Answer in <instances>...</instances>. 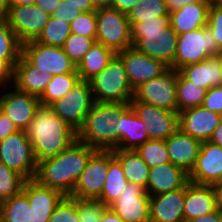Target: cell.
I'll return each mask as SVG.
<instances>
[{
  "label": "cell",
  "mask_w": 222,
  "mask_h": 222,
  "mask_svg": "<svg viewBox=\"0 0 222 222\" xmlns=\"http://www.w3.org/2000/svg\"><path fill=\"white\" fill-rule=\"evenodd\" d=\"M169 14L166 8L165 0H140L127 13L128 21L132 27L134 24L143 22V20H154Z\"/></svg>",
  "instance_id": "cell-37"
},
{
  "label": "cell",
  "mask_w": 222,
  "mask_h": 222,
  "mask_svg": "<svg viewBox=\"0 0 222 222\" xmlns=\"http://www.w3.org/2000/svg\"><path fill=\"white\" fill-rule=\"evenodd\" d=\"M207 90L185 79L179 72L176 86L177 112L202 106Z\"/></svg>",
  "instance_id": "cell-34"
},
{
  "label": "cell",
  "mask_w": 222,
  "mask_h": 222,
  "mask_svg": "<svg viewBox=\"0 0 222 222\" xmlns=\"http://www.w3.org/2000/svg\"><path fill=\"white\" fill-rule=\"evenodd\" d=\"M25 132L37 162L57 156L77 140V132L46 106L39 107Z\"/></svg>",
  "instance_id": "cell-2"
},
{
  "label": "cell",
  "mask_w": 222,
  "mask_h": 222,
  "mask_svg": "<svg viewBox=\"0 0 222 222\" xmlns=\"http://www.w3.org/2000/svg\"><path fill=\"white\" fill-rule=\"evenodd\" d=\"M6 82H12V71L0 61V87L4 85L5 87Z\"/></svg>",
  "instance_id": "cell-53"
},
{
  "label": "cell",
  "mask_w": 222,
  "mask_h": 222,
  "mask_svg": "<svg viewBox=\"0 0 222 222\" xmlns=\"http://www.w3.org/2000/svg\"><path fill=\"white\" fill-rule=\"evenodd\" d=\"M94 103L90 82L80 80L65 97L52 103L49 108L78 132Z\"/></svg>",
  "instance_id": "cell-9"
},
{
  "label": "cell",
  "mask_w": 222,
  "mask_h": 222,
  "mask_svg": "<svg viewBox=\"0 0 222 222\" xmlns=\"http://www.w3.org/2000/svg\"><path fill=\"white\" fill-rule=\"evenodd\" d=\"M220 63L221 71H222V50L215 56Z\"/></svg>",
  "instance_id": "cell-61"
},
{
  "label": "cell",
  "mask_w": 222,
  "mask_h": 222,
  "mask_svg": "<svg viewBox=\"0 0 222 222\" xmlns=\"http://www.w3.org/2000/svg\"><path fill=\"white\" fill-rule=\"evenodd\" d=\"M207 26L213 33L218 49L222 50V2L210 5Z\"/></svg>",
  "instance_id": "cell-44"
},
{
  "label": "cell",
  "mask_w": 222,
  "mask_h": 222,
  "mask_svg": "<svg viewBox=\"0 0 222 222\" xmlns=\"http://www.w3.org/2000/svg\"><path fill=\"white\" fill-rule=\"evenodd\" d=\"M68 4H71L74 7H77L81 12H90L96 11L92 0H67Z\"/></svg>",
  "instance_id": "cell-51"
},
{
  "label": "cell",
  "mask_w": 222,
  "mask_h": 222,
  "mask_svg": "<svg viewBox=\"0 0 222 222\" xmlns=\"http://www.w3.org/2000/svg\"><path fill=\"white\" fill-rule=\"evenodd\" d=\"M81 10L77 7L68 4L67 0H62L60 4L57 5L51 16L65 20L66 22H71L73 19L81 14Z\"/></svg>",
  "instance_id": "cell-46"
},
{
  "label": "cell",
  "mask_w": 222,
  "mask_h": 222,
  "mask_svg": "<svg viewBox=\"0 0 222 222\" xmlns=\"http://www.w3.org/2000/svg\"><path fill=\"white\" fill-rule=\"evenodd\" d=\"M177 77L178 71L169 68L159 77L148 80L137 87L131 102H142L177 112Z\"/></svg>",
  "instance_id": "cell-10"
},
{
  "label": "cell",
  "mask_w": 222,
  "mask_h": 222,
  "mask_svg": "<svg viewBox=\"0 0 222 222\" xmlns=\"http://www.w3.org/2000/svg\"><path fill=\"white\" fill-rule=\"evenodd\" d=\"M26 179L0 162V203L22 191Z\"/></svg>",
  "instance_id": "cell-39"
},
{
  "label": "cell",
  "mask_w": 222,
  "mask_h": 222,
  "mask_svg": "<svg viewBox=\"0 0 222 222\" xmlns=\"http://www.w3.org/2000/svg\"><path fill=\"white\" fill-rule=\"evenodd\" d=\"M3 222H31V208L28 197L21 191L11 199L0 203Z\"/></svg>",
  "instance_id": "cell-35"
},
{
  "label": "cell",
  "mask_w": 222,
  "mask_h": 222,
  "mask_svg": "<svg viewBox=\"0 0 222 222\" xmlns=\"http://www.w3.org/2000/svg\"><path fill=\"white\" fill-rule=\"evenodd\" d=\"M22 54V44L6 20H0V61L12 72Z\"/></svg>",
  "instance_id": "cell-32"
},
{
  "label": "cell",
  "mask_w": 222,
  "mask_h": 222,
  "mask_svg": "<svg viewBox=\"0 0 222 222\" xmlns=\"http://www.w3.org/2000/svg\"><path fill=\"white\" fill-rule=\"evenodd\" d=\"M95 102L130 103L134 96L122 60L115 55L107 67L89 80Z\"/></svg>",
  "instance_id": "cell-5"
},
{
  "label": "cell",
  "mask_w": 222,
  "mask_h": 222,
  "mask_svg": "<svg viewBox=\"0 0 222 222\" xmlns=\"http://www.w3.org/2000/svg\"><path fill=\"white\" fill-rule=\"evenodd\" d=\"M109 169V151L97 150L79 176L70 198L97 200L102 193Z\"/></svg>",
  "instance_id": "cell-12"
},
{
  "label": "cell",
  "mask_w": 222,
  "mask_h": 222,
  "mask_svg": "<svg viewBox=\"0 0 222 222\" xmlns=\"http://www.w3.org/2000/svg\"><path fill=\"white\" fill-rule=\"evenodd\" d=\"M96 151L76 140L57 156L39 161L34 179L44 186L60 191L65 196H70L89 158Z\"/></svg>",
  "instance_id": "cell-1"
},
{
  "label": "cell",
  "mask_w": 222,
  "mask_h": 222,
  "mask_svg": "<svg viewBox=\"0 0 222 222\" xmlns=\"http://www.w3.org/2000/svg\"><path fill=\"white\" fill-rule=\"evenodd\" d=\"M96 42L115 53L132 47L131 26L126 13L113 7L96 9Z\"/></svg>",
  "instance_id": "cell-6"
},
{
  "label": "cell",
  "mask_w": 222,
  "mask_h": 222,
  "mask_svg": "<svg viewBox=\"0 0 222 222\" xmlns=\"http://www.w3.org/2000/svg\"><path fill=\"white\" fill-rule=\"evenodd\" d=\"M186 222H222V212L216 209L209 214H205L203 216L192 220H188Z\"/></svg>",
  "instance_id": "cell-50"
},
{
  "label": "cell",
  "mask_w": 222,
  "mask_h": 222,
  "mask_svg": "<svg viewBox=\"0 0 222 222\" xmlns=\"http://www.w3.org/2000/svg\"><path fill=\"white\" fill-rule=\"evenodd\" d=\"M71 33L96 38L97 17L96 11L82 12L70 22Z\"/></svg>",
  "instance_id": "cell-42"
},
{
  "label": "cell",
  "mask_w": 222,
  "mask_h": 222,
  "mask_svg": "<svg viewBox=\"0 0 222 222\" xmlns=\"http://www.w3.org/2000/svg\"><path fill=\"white\" fill-rule=\"evenodd\" d=\"M222 121V115L203 106L192 107L178 113L179 129L201 143L209 141Z\"/></svg>",
  "instance_id": "cell-19"
},
{
  "label": "cell",
  "mask_w": 222,
  "mask_h": 222,
  "mask_svg": "<svg viewBox=\"0 0 222 222\" xmlns=\"http://www.w3.org/2000/svg\"><path fill=\"white\" fill-rule=\"evenodd\" d=\"M200 1L206 2L209 5H213V4L222 2V0H200Z\"/></svg>",
  "instance_id": "cell-60"
},
{
  "label": "cell",
  "mask_w": 222,
  "mask_h": 222,
  "mask_svg": "<svg viewBox=\"0 0 222 222\" xmlns=\"http://www.w3.org/2000/svg\"><path fill=\"white\" fill-rule=\"evenodd\" d=\"M113 0H92L95 8L111 7Z\"/></svg>",
  "instance_id": "cell-59"
},
{
  "label": "cell",
  "mask_w": 222,
  "mask_h": 222,
  "mask_svg": "<svg viewBox=\"0 0 222 222\" xmlns=\"http://www.w3.org/2000/svg\"><path fill=\"white\" fill-rule=\"evenodd\" d=\"M22 192L28 197L31 222H48L56 207L66 197L60 191L44 186L35 179L26 180Z\"/></svg>",
  "instance_id": "cell-18"
},
{
  "label": "cell",
  "mask_w": 222,
  "mask_h": 222,
  "mask_svg": "<svg viewBox=\"0 0 222 222\" xmlns=\"http://www.w3.org/2000/svg\"><path fill=\"white\" fill-rule=\"evenodd\" d=\"M215 193L216 209L222 212V185H211Z\"/></svg>",
  "instance_id": "cell-55"
},
{
  "label": "cell",
  "mask_w": 222,
  "mask_h": 222,
  "mask_svg": "<svg viewBox=\"0 0 222 222\" xmlns=\"http://www.w3.org/2000/svg\"><path fill=\"white\" fill-rule=\"evenodd\" d=\"M109 207L124 222H150V196L141 185L128 182Z\"/></svg>",
  "instance_id": "cell-15"
},
{
  "label": "cell",
  "mask_w": 222,
  "mask_h": 222,
  "mask_svg": "<svg viewBox=\"0 0 222 222\" xmlns=\"http://www.w3.org/2000/svg\"><path fill=\"white\" fill-rule=\"evenodd\" d=\"M219 52L213 33L208 26L179 34L173 69L178 71L186 65L216 56Z\"/></svg>",
  "instance_id": "cell-7"
},
{
  "label": "cell",
  "mask_w": 222,
  "mask_h": 222,
  "mask_svg": "<svg viewBox=\"0 0 222 222\" xmlns=\"http://www.w3.org/2000/svg\"><path fill=\"white\" fill-rule=\"evenodd\" d=\"M165 143L171 163L189 174L195 165L201 142L178 129Z\"/></svg>",
  "instance_id": "cell-22"
},
{
  "label": "cell",
  "mask_w": 222,
  "mask_h": 222,
  "mask_svg": "<svg viewBox=\"0 0 222 222\" xmlns=\"http://www.w3.org/2000/svg\"><path fill=\"white\" fill-rule=\"evenodd\" d=\"M116 53L96 42L77 65V72L81 80L89 81L101 73L113 59Z\"/></svg>",
  "instance_id": "cell-29"
},
{
  "label": "cell",
  "mask_w": 222,
  "mask_h": 222,
  "mask_svg": "<svg viewBox=\"0 0 222 222\" xmlns=\"http://www.w3.org/2000/svg\"><path fill=\"white\" fill-rule=\"evenodd\" d=\"M17 131L18 129L12 120L0 112V141L4 140L8 135Z\"/></svg>",
  "instance_id": "cell-47"
},
{
  "label": "cell",
  "mask_w": 222,
  "mask_h": 222,
  "mask_svg": "<svg viewBox=\"0 0 222 222\" xmlns=\"http://www.w3.org/2000/svg\"><path fill=\"white\" fill-rule=\"evenodd\" d=\"M178 72L185 79L206 90L222 85V71L215 56L199 63L186 65L180 68Z\"/></svg>",
  "instance_id": "cell-28"
},
{
  "label": "cell",
  "mask_w": 222,
  "mask_h": 222,
  "mask_svg": "<svg viewBox=\"0 0 222 222\" xmlns=\"http://www.w3.org/2000/svg\"><path fill=\"white\" fill-rule=\"evenodd\" d=\"M114 157L120 162L129 183L141 185L146 189L150 167L135 150H112Z\"/></svg>",
  "instance_id": "cell-30"
},
{
  "label": "cell",
  "mask_w": 222,
  "mask_h": 222,
  "mask_svg": "<svg viewBox=\"0 0 222 222\" xmlns=\"http://www.w3.org/2000/svg\"><path fill=\"white\" fill-rule=\"evenodd\" d=\"M177 39L178 34L170 25V13L131 27L132 46L172 69Z\"/></svg>",
  "instance_id": "cell-4"
},
{
  "label": "cell",
  "mask_w": 222,
  "mask_h": 222,
  "mask_svg": "<svg viewBox=\"0 0 222 222\" xmlns=\"http://www.w3.org/2000/svg\"><path fill=\"white\" fill-rule=\"evenodd\" d=\"M48 222H79L78 204L66 196L56 207Z\"/></svg>",
  "instance_id": "cell-43"
},
{
  "label": "cell",
  "mask_w": 222,
  "mask_h": 222,
  "mask_svg": "<svg viewBox=\"0 0 222 222\" xmlns=\"http://www.w3.org/2000/svg\"><path fill=\"white\" fill-rule=\"evenodd\" d=\"M0 162L26 180L35 178L38 162L24 130H18L0 141Z\"/></svg>",
  "instance_id": "cell-8"
},
{
  "label": "cell",
  "mask_w": 222,
  "mask_h": 222,
  "mask_svg": "<svg viewBox=\"0 0 222 222\" xmlns=\"http://www.w3.org/2000/svg\"><path fill=\"white\" fill-rule=\"evenodd\" d=\"M118 129V148L135 150L149 140L145 123L130 106L116 123Z\"/></svg>",
  "instance_id": "cell-26"
},
{
  "label": "cell",
  "mask_w": 222,
  "mask_h": 222,
  "mask_svg": "<svg viewBox=\"0 0 222 222\" xmlns=\"http://www.w3.org/2000/svg\"><path fill=\"white\" fill-rule=\"evenodd\" d=\"M100 222H124L110 207H107L102 215Z\"/></svg>",
  "instance_id": "cell-54"
},
{
  "label": "cell",
  "mask_w": 222,
  "mask_h": 222,
  "mask_svg": "<svg viewBox=\"0 0 222 222\" xmlns=\"http://www.w3.org/2000/svg\"><path fill=\"white\" fill-rule=\"evenodd\" d=\"M209 141H211L212 143H214L222 148V121L215 129V131Z\"/></svg>",
  "instance_id": "cell-56"
},
{
  "label": "cell",
  "mask_w": 222,
  "mask_h": 222,
  "mask_svg": "<svg viewBox=\"0 0 222 222\" xmlns=\"http://www.w3.org/2000/svg\"><path fill=\"white\" fill-rule=\"evenodd\" d=\"M95 43L96 38H90L71 33L62 48L66 55L77 66L83 59L84 55Z\"/></svg>",
  "instance_id": "cell-40"
},
{
  "label": "cell",
  "mask_w": 222,
  "mask_h": 222,
  "mask_svg": "<svg viewBox=\"0 0 222 222\" xmlns=\"http://www.w3.org/2000/svg\"><path fill=\"white\" fill-rule=\"evenodd\" d=\"M22 55L39 72L50 73L52 76L77 72V66L61 47L45 45L33 40L22 44Z\"/></svg>",
  "instance_id": "cell-11"
},
{
  "label": "cell",
  "mask_w": 222,
  "mask_h": 222,
  "mask_svg": "<svg viewBox=\"0 0 222 222\" xmlns=\"http://www.w3.org/2000/svg\"><path fill=\"white\" fill-rule=\"evenodd\" d=\"M202 106L211 112L222 115V85L207 90Z\"/></svg>",
  "instance_id": "cell-45"
},
{
  "label": "cell",
  "mask_w": 222,
  "mask_h": 222,
  "mask_svg": "<svg viewBox=\"0 0 222 222\" xmlns=\"http://www.w3.org/2000/svg\"><path fill=\"white\" fill-rule=\"evenodd\" d=\"M210 5L196 1L170 13V25L179 35L207 26Z\"/></svg>",
  "instance_id": "cell-27"
},
{
  "label": "cell",
  "mask_w": 222,
  "mask_h": 222,
  "mask_svg": "<svg viewBox=\"0 0 222 222\" xmlns=\"http://www.w3.org/2000/svg\"><path fill=\"white\" fill-rule=\"evenodd\" d=\"M36 0H9L10 6L34 5Z\"/></svg>",
  "instance_id": "cell-58"
},
{
  "label": "cell",
  "mask_w": 222,
  "mask_h": 222,
  "mask_svg": "<svg viewBox=\"0 0 222 222\" xmlns=\"http://www.w3.org/2000/svg\"><path fill=\"white\" fill-rule=\"evenodd\" d=\"M0 222H3L2 213L0 211Z\"/></svg>",
  "instance_id": "cell-63"
},
{
  "label": "cell",
  "mask_w": 222,
  "mask_h": 222,
  "mask_svg": "<svg viewBox=\"0 0 222 222\" xmlns=\"http://www.w3.org/2000/svg\"><path fill=\"white\" fill-rule=\"evenodd\" d=\"M222 172V148L211 141L202 142L189 181L212 185Z\"/></svg>",
  "instance_id": "cell-20"
},
{
  "label": "cell",
  "mask_w": 222,
  "mask_h": 222,
  "mask_svg": "<svg viewBox=\"0 0 222 222\" xmlns=\"http://www.w3.org/2000/svg\"><path fill=\"white\" fill-rule=\"evenodd\" d=\"M50 73L39 72L22 54L12 72V84L23 92L40 97L52 79Z\"/></svg>",
  "instance_id": "cell-25"
},
{
  "label": "cell",
  "mask_w": 222,
  "mask_h": 222,
  "mask_svg": "<svg viewBox=\"0 0 222 222\" xmlns=\"http://www.w3.org/2000/svg\"><path fill=\"white\" fill-rule=\"evenodd\" d=\"M127 183L120 162L114 157L113 151H109V169L101 196L97 200L109 207L119 198Z\"/></svg>",
  "instance_id": "cell-31"
},
{
  "label": "cell",
  "mask_w": 222,
  "mask_h": 222,
  "mask_svg": "<svg viewBox=\"0 0 222 222\" xmlns=\"http://www.w3.org/2000/svg\"><path fill=\"white\" fill-rule=\"evenodd\" d=\"M198 0H165L166 8L169 13L178 10L186 5H190Z\"/></svg>",
  "instance_id": "cell-52"
},
{
  "label": "cell",
  "mask_w": 222,
  "mask_h": 222,
  "mask_svg": "<svg viewBox=\"0 0 222 222\" xmlns=\"http://www.w3.org/2000/svg\"><path fill=\"white\" fill-rule=\"evenodd\" d=\"M61 1L62 0H36L35 5L51 16Z\"/></svg>",
  "instance_id": "cell-48"
},
{
  "label": "cell",
  "mask_w": 222,
  "mask_h": 222,
  "mask_svg": "<svg viewBox=\"0 0 222 222\" xmlns=\"http://www.w3.org/2000/svg\"><path fill=\"white\" fill-rule=\"evenodd\" d=\"M140 0H113L111 7L123 13H128Z\"/></svg>",
  "instance_id": "cell-49"
},
{
  "label": "cell",
  "mask_w": 222,
  "mask_h": 222,
  "mask_svg": "<svg viewBox=\"0 0 222 222\" xmlns=\"http://www.w3.org/2000/svg\"><path fill=\"white\" fill-rule=\"evenodd\" d=\"M50 15L37 5L10 6L6 21L21 44L36 40Z\"/></svg>",
  "instance_id": "cell-13"
},
{
  "label": "cell",
  "mask_w": 222,
  "mask_h": 222,
  "mask_svg": "<svg viewBox=\"0 0 222 222\" xmlns=\"http://www.w3.org/2000/svg\"><path fill=\"white\" fill-rule=\"evenodd\" d=\"M212 185H222V172Z\"/></svg>",
  "instance_id": "cell-62"
},
{
  "label": "cell",
  "mask_w": 222,
  "mask_h": 222,
  "mask_svg": "<svg viewBox=\"0 0 222 222\" xmlns=\"http://www.w3.org/2000/svg\"><path fill=\"white\" fill-rule=\"evenodd\" d=\"M122 60L133 90L142 83L157 78L169 69L167 65L138 51L134 46L116 53Z\"/></svg>",
  "instance_id": "cell-14"
},
{
  "label": "cell",
  "mask_w": 222,
  "mask_h": 222,
  "mask_svg": "<svg viewBox=\"0 0 222 222\" xmlns=\"http://www.w3.org/2000/svg\"><path fill=\"white\" fill-rule=\"evenodd\" d=\"M41 106L39 97L18 90L0 96V112L12 120L18 130H26Z\"/></svg>",
  "instance_id": "cell-17"
},
{
  "label": "cell",
  "mask_w": 222,
  "mask_h": 222,
  "mask_svg": "<svg viewBox=\"0 0 222 222\" xmlns=\"http://www.w3.org/2000/svg\"><path fill=\"white\" fill-rule=\"evenodd\" d=\"M135 151L150 168L171 162L165 140L149 139Z\"/></svg>",
  "instance_id": "cell-38"
},
{
  "label": "cell",
  "mask_w": 222,
  "mask_h": 222,
  "mask_svg": "<svg viewBox=\"0 0 222 222\" xmlns=\"http://www.w3.org/2000/svg\"><path fill=\"white\" fill-rule=\"evenodd\" d=\"M78 204L79 222H100L103 211L107 208L101 201L72 198Z\"/></svg>",
  "instance_id": "cell-41"
},
{
  "label": "cell",
  "mask_w": 222,
  "mask_h": 222,
  "mask_svg": "<svg viewBox=\"0 0 222 222\" xmlns=\"http://www.w3.org/2000/svg\"><path fill=\"white\" fill-rule=\"evenodd\" d=\"M188 182V173L169 162L150 168L149 179L145 190L149 196H153L178 190Z\"/></svg>",
  "instance_id": "cell-23"
},
{
  "label": "cell",
  "mask_w": 222,
  "mask_h": 222,
  "mask_svg": "<svg viewBox=\"0 0 222 222\" xmlns=\"http://www.w3.org/2000/svg\"><path fill=\"white\" fill-rule=\"evenodd\" d=\"M80 80L78 72L53 76L43 94L39 97L41 106L49 107L55 101L65 97Z\"/></svg>",
  "instance_id": "cell-33"
},
{
  "label": "cell",
  "mask_w": 222,
  "mask_h": 222,
  "mask_svg": "<svg viewBox=\"0 0 222 222\" xmlns=\"http://www.w3.org/2000/svg\"><path fill=\"white\" fill-rule=\"evenodd\" d=\"M184 201L185 186L150 196V222H185Z\"/></svg>",
  "instance_id": "cell-21"
},
{
  "label": "cell",
  "mask_w": 222,
  "mask_h": 222,
  "mask_svg": "<svg viewBox=\"0 0 222 222\" xmlns=\"http://www.w3.org/2000/svg\"><path fill=\"white\" fill-rule=\"evenodd\" d=\"M130 106V103L95 102L77 132V140L95 150L112 151L117 149L118 129L116 123Z\"/></svg>",
  "instance_id": "cell-3"
},
{
  "label": "cell",
  "mask_w": 222,
  "mask_h": 222,
  "mask_svg": "<svg viewBox=\"0 0 222 222\" xmlns=\"http://www.w3.org/2000/svg\"><path fill=\"white\" fill-rule=\"evenodd\" d=\"M9 0H0V20H6L9 12Z\"/></svg>",
  "instance_id": "cell-57"
},
{
  "label": "cell",
  "mask_w": 222,
  "mask_h": 222,
  "mask_svg": "<svg viewBox=\"0 0 222 222\" xmlns=\"http://www.w3.org/2000/svg\"><path fill=\"white\" fill-rule=\"evenodd\" d=\"M70 34L71 29L69 22L50 16L48 23L35 41L45 45L62 48Z\"/></svg>",
  "instance_id": "cell-36"
},
{
  "label": "cell",
  "mask_w": 222,
  "mask_h": 222,
  "mask_svg": "<svg viewBox=\"0 0 222 222\" xmlns=\"http://www.w3.org/2000/svg\"><path fill=\"white\" fill-rule=\"evenodd\" d=\"M216 210L215 193L211 185L188 182L185 185L184 220H192Z\"/></svg>",
  "instance_id": "cell-24"
},
{
  "label": "cell",
  "mask_w": 222,
  "mask_h": 222,
  "mask_svg": "<svg viewBox=\"0 0 222 222\" xmlns=\"http://www.w3.org/2000/svg\"><path fill=\"white\" fill-rule=\"evenodd\" d=\"M138 117L145 123L149 139L166 140L178 129V112L157 108L142 102H130Z\"/></svg>",
  "instance_id": "cell-16"
}]
</instances>
